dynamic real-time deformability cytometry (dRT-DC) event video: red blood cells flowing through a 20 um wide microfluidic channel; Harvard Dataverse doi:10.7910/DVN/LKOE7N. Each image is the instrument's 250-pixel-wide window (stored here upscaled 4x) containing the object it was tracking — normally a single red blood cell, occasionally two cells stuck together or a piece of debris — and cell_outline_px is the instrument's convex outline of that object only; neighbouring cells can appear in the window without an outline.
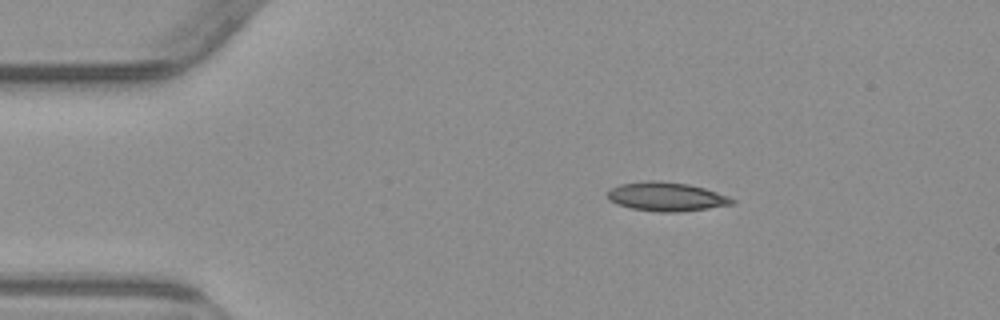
{"species": "common noctule bat (a hibernating species)", "species_latin": "Nyctalus noctula", "temperature_condition": "warm", "stored_images_in_passage": 4, "camera_frame_rate_fps": 3000, "um_per_image_px": 0.085, "animal": {"sex": "male", "body_mass_g": 23.1, "forearm_length_mm": 52.7}, "frame": {"image": 1, "passage_image": 2, "time_ms": 1.0, "image_size_px": [1000, 320], "cell_outline_px": [[736, 200], [732, 204], [708, 208], [676, 212], [660, 212], [632, 208], [616, 204], [608, 200], [608, 192], [612, 188], [620, 184], [648, 180], [652, 180], [688, 184], [704, 188], [728, 196]], "centroid_in_image_um": [56.62, 16.71], "position_along_channel_um": 28.4, "area_um2": 20.75}}
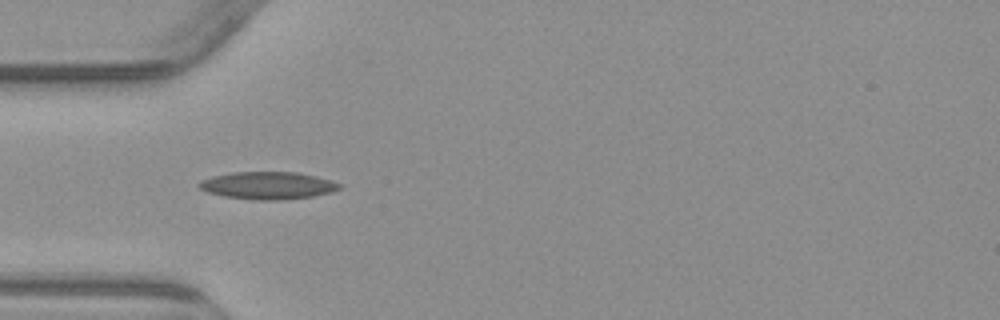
{"frame": {"image": 2, "passage_image": 4, "time_ms": 3.333, "image_size_px": [1000, 320], "cell_outline_px": [[340, 188], [332, 192], [312, 196], [276, 200], [252, 200], [224, 196], [208, 192], [200, 188], [196, 184], [200, 180], [212, 176], [232, 172], [296, 172], [316, 176], [332, 180], [340, 184]], "centroid_in_image_um": [22.74, 15.76], "position_along_channel_um": 62.3, "area_um2": 22.43}}